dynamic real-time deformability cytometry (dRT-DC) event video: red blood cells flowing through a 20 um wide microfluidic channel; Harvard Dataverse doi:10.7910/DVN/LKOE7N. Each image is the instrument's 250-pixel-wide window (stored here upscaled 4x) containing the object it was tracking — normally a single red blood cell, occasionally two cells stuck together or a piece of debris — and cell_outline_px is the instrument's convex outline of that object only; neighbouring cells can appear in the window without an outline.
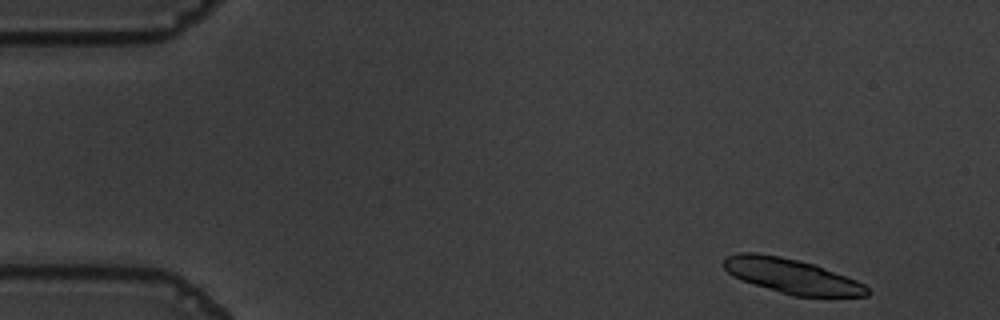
{"species": "common noctule bat (a hibernating species)", "species_latin": "Nyctalus noctula", "temperature_condition": "warm", "stored_images_in_passage": 41, "camera_frame_rate_fps": 3000, "um_per_image_px": 0.085, "animal": {"sex": "male", "body_mass_g": 19.5, "forearm_length_mm": 54.6}, "frame": {"image": 1, "passage_image": 2, "time_ms": 0.333, "image_size_px": [1000, 320], "cell_outline_px": [[872, 292], [868, 296], [792, 296], [732, 276], [724, 268], [724, 256], [740, 252], [756, 252], [780, 256], [816, 264], [856, 280], [864, 284]], "centroid_in_image_um": [67.31, 23.45], "position_along_channel_um": 17.7, "area_um2": 29.02}}
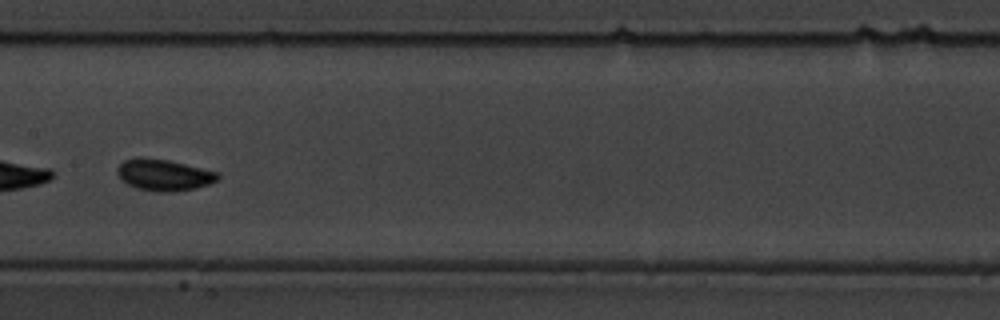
{"frame": {"image": 2, "passage_image": 26, "time_ms": 8.333, "image_size_px": [1000, 320], "cell_outline_px": [[220, 180], [196, 188], [172, 192], [160, 192], [136, 188], [128, 184], [116, 172], [116, 168], [124, 160], [168, 160], [220, 172]], "centroid_in_image_um": [14.02, 14.91], "position_along_channel_um": 193.4, "area_um2": 17.92}, "authors_computed_cell_mechanics": {"area_um2": 17.918, "velocity_mm_per_s": 3.5735, "shape_relaxation_time_tau1_ms": 5.2247, "shape_relaxation_time_tau2_ms": 0.7648, "deformation_change_tau1": 0.1121, "deformation_change_tau2": 0.0413}}